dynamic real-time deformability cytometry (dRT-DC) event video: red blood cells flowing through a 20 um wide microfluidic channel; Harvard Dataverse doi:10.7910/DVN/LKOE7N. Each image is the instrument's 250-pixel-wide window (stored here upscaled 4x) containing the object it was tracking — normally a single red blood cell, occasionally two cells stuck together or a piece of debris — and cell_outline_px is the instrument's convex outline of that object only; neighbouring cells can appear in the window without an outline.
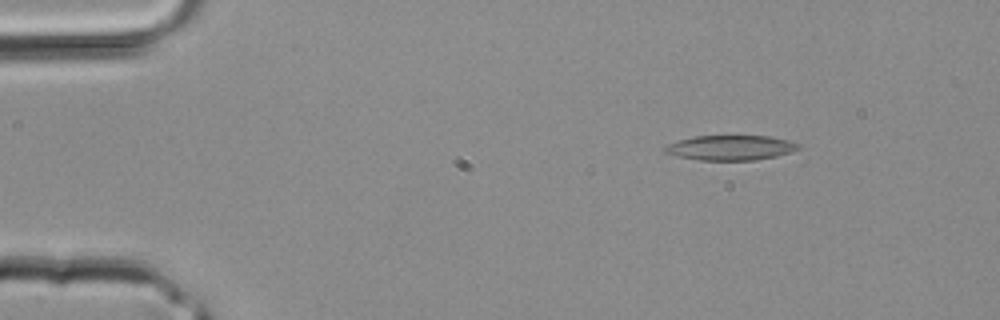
{"species": "common noctule bat (a hibernating species)", "species_latin": "Nyctalus noctula", "temperature_condition": "room temperature", "stored_images_in_passage": 3, "camera_frame_rate_fps": 3000, "um_per_image_px": 0.085, "animal": {"sex": "male", "body_mass_g": 20.4}, "frame": {"image": 1, "passage_image": 1, "time_ms": 0.0, "image_size_px": [1000, 320], "cell_outline_px": [[800, 148], [792, 152], [776, 156], [756, 160], [696, 160], [664, 152], [664, 148], [668, 144], [692, 136], [768, 136], [788, 140], [800, 144]], "centroid_in_image_um": [62.13, 12.55], "position_along_channel_um": 22.9, "area_um2": 19.31}}